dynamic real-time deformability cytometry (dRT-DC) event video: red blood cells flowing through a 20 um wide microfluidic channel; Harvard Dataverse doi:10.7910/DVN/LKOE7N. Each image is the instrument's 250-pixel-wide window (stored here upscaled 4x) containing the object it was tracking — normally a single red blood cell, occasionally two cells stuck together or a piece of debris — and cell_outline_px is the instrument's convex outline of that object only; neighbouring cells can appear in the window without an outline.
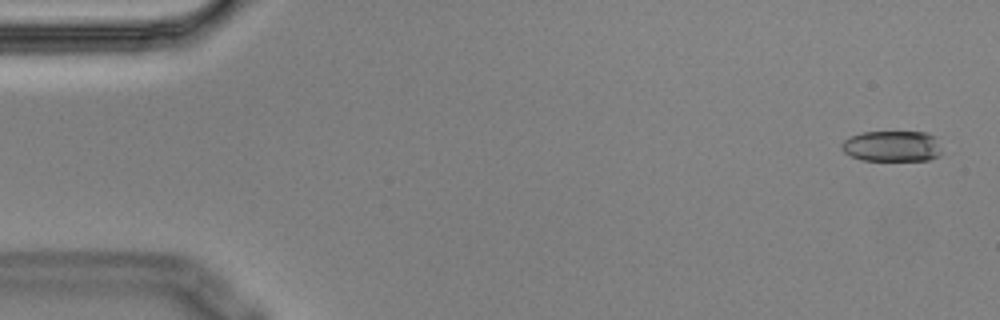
{"species": "Egyptian fruit bat (a non-hibernating species)", "species_latin": "Rousettus aegyptiacus", "temperature_condition": "cold", "stored_images_in_passage": 4, "camera_frame_rate_fps": 3000, "um_per_image_px": 0.085, "animal": {"sex": "male"}, "frame": {"image": 1, "passage_image": 1, "time_ms": 0.0, "image_size_px": [1000, 320], "cell_outline_px": [[940, 156], [928, 160], [860, 160], [844, 152], [840, 148], [840, 144], [844, 140], [852, 136], [864, 132], [924, 132], [932, 136], [940, 152]], "centroid_in_image_um": [75.76, 12.43], "position_along_channel_um": 9.2, "area_um2": 17.69}}